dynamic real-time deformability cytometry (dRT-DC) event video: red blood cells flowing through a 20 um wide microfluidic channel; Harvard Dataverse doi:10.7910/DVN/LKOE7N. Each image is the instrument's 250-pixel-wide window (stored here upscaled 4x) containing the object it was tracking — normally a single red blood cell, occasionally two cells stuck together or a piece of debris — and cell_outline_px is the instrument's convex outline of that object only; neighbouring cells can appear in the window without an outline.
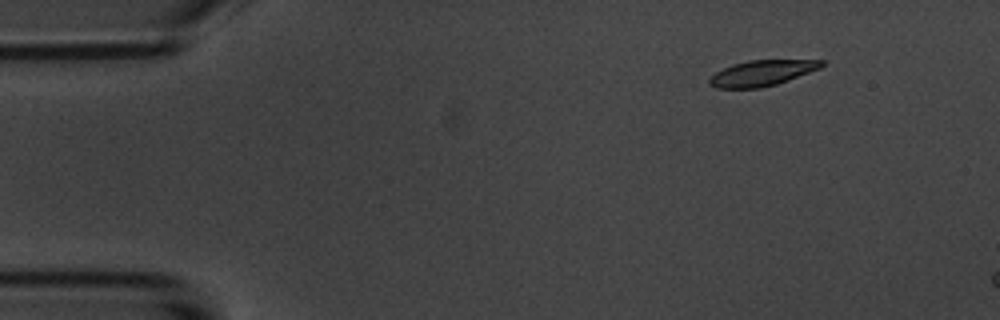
{"species": "common noctule bat (a hibernating species)", "species_latin": "Nyctalus noctula", "temperature_condition": "room temperature", "stored_images_in_passage": 8, "camera_frame_rate_fps": 3000, "um_per_image_px": 0.085, "animal": {"sex": "male", "body_mass_g": 20.1, "forearm_length_mm": 53.5}, "frame": {"image": 1, "passage_image": 1, "time_ms": 0.0, "image_size_px": [1000, 320], "cell_outline_px": [[824, 64], [820, 68], [776, 84], [760, 88], [716, 88], [708, 84], [708, 80], [716, 72], [732, 64], [748, 60], [824, 60]], "centroid_in_image_um": [64.73, 6.21], "position_along_channel_um": 20.3, "area_um2": 16.59}}